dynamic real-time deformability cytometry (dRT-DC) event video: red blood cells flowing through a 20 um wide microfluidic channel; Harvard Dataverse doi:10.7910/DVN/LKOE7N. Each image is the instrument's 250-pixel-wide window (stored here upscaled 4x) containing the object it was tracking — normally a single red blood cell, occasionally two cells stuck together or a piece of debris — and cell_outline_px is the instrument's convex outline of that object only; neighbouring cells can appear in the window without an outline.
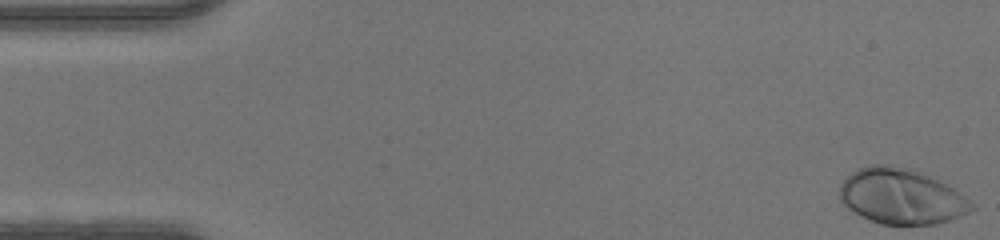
{"species": "human", "species_latin": "Homo sapiens", "temperature_condition": "warm", "stored_images_in_passage": 48, "camera_frame_rate_fps": 3000, "um_per_image_px": 0.085, "donor": {"sex": "male"}, "frame": {"image": 1, "passage_image": 1, "time_ms": 0.0, "image_size_px": [1000, 240], "cell_outline_px": [[976, 208], [960, 216], [936, 224], [880, 224], [848, 208], [840, 200], [840, 184], [852, 172], [860, 168], [872, 164], [888, 164], [908, 168], [924, 172], [952, 188], [976, 204]], "centroid_in_image_um": [76.63, 16.68], "position_along_channel_um": 8.4, "area_um2": 42.37}}
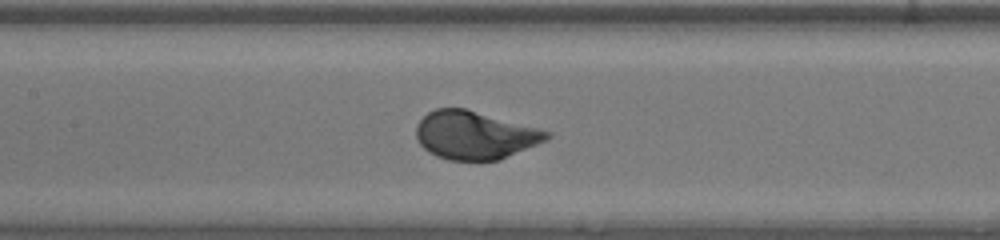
{"frame": {"image": 2, "passage_image": 22, "time_ms": 7.0, "image_size_px": [1000, 240], "cell_outline_px": [[552, 136], [548, 140], [500, 160], [448, 160], [436, 156], [428, 152], [420, 144], [416, 136], [416, 124], [428, 112], [436, 108], [464, 108], [552, 132]], "centroid_in_image_um": [40.36, 11.5], "position_along_channel_um": 167.0, "area_um2": 36.59}}
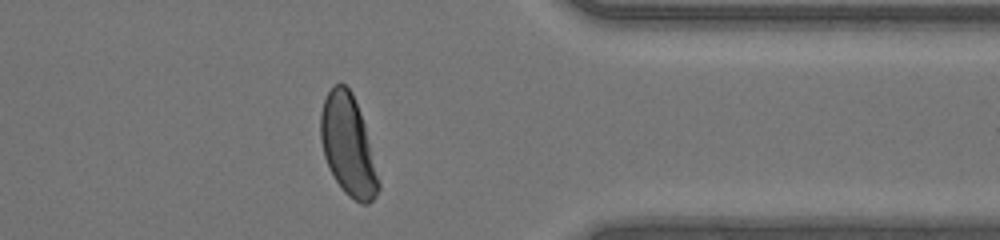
{"frame": {"image": 3, "passage_image": 38, "time_ms": 12.333, "image_size_px": [1000, 240], "cell_outline_px": [[380, 188], [376, 196], [368, 204], [360, 204], [348, 196], [344, 192], [336, 180], [324, 156], [320, 140], [320, 112], [324, 100], [332, 84], [344, 84], [352, 92], [360, 112], [364, 124], [380, 184]], "centroid_in_image_um": [29.57, 12.36], "position_along_channel_um": 381.8, "area_um2": 33.58}}